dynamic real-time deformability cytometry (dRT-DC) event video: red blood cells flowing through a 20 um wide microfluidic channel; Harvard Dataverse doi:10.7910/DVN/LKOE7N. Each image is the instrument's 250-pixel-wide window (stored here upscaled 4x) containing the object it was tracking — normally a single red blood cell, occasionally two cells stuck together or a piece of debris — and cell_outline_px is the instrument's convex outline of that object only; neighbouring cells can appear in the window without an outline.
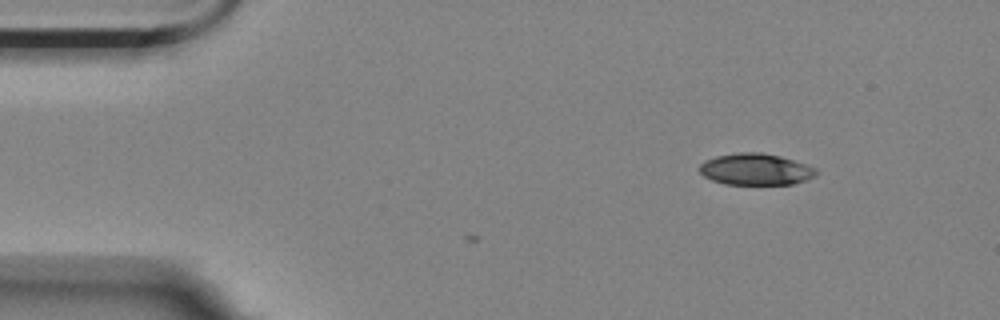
{"species": "Egyptian fruit bat (a non-hibernating species)", "species_latin": "Rousettus aegyptiacus", "temperature_condition": "room temperature", "stored_images_in_passage": 2, "camera_frame_rate_fps": 3000, "um_per_image_px": 0.085, "animal": {"sex": "female"}, "frame": {"image": 1, "passage_image": 2, "time_ms": 0.333, "image_size_px": [1000, 320], "cell_outline_px": [[820, 172], [816, 176], [808, 180], [792, 184], [724, 184], [712, 180], [704, 176], [700, 172], [700, 164], [704, 160], [716, 156], [740, 152], [760, 152], [780, 156], [816, 168]], "centroid_in_image_um": [64.25, 14.39], "position_along_channel_um": 20.8, "area_um2": 21.5}}